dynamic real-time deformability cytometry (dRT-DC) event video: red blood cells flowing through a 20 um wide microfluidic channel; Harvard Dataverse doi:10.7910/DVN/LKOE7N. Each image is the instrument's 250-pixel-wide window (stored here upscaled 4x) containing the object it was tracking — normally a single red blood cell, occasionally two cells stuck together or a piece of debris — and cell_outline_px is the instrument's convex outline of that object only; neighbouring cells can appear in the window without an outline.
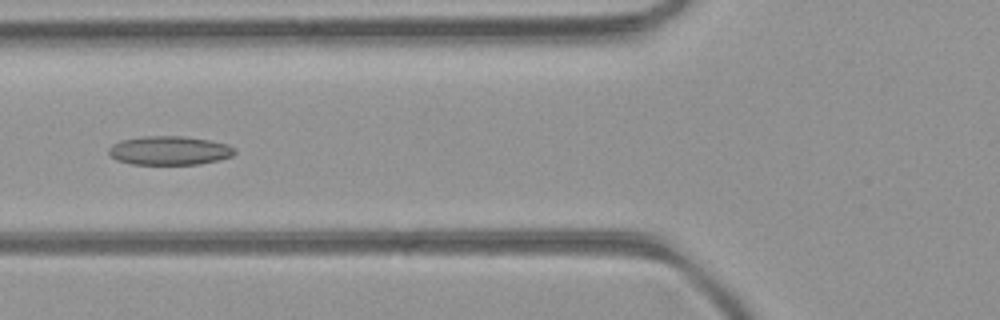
{"species": "common noctule bat (a hibernating species)", "species_latin": "Nyctalus noctula", "temperature_condition": "room temperature", "stored_images_in_passage": 42, "camera_frame_rate_fps": 3000, "um_per_image_px": 0.085, "animal": {"sex": "female", "body_mass_g": 21.9}, "frame": {"image": 1, "passage_image": 12, "time_ms": 3.667, "image_size_px": [1000, 320], "cell_outline_px": [[236, 152], [232, 156], [200, 164], [132, 164], [116, 160], [108, 152], [108, 148], [112, 144], [120, 140], [144, 136], [184, 136], [208, 140], [228, 144], [236, 148]], "centroid_in_image_um": [14.39, 12.79], "position_along_channel_um": 111.4, "area_um2": 21.21}}
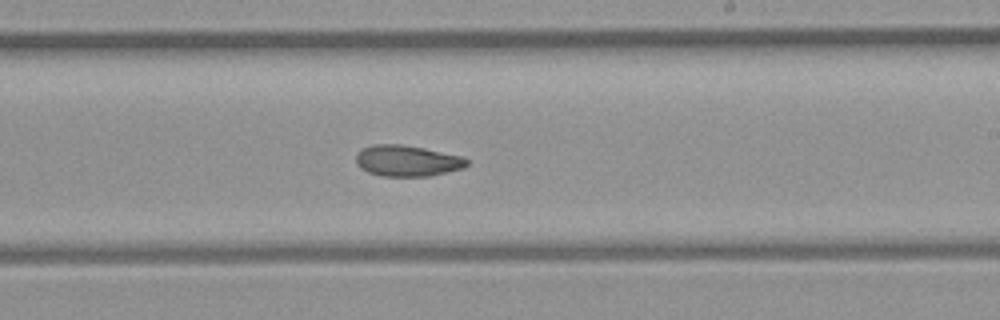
{"frame": {"image": 2, "passage_image": 22, "time_ms": 7.0, "image_size_px": [1000, 320], "cell_outline_px": [[468, 164], [464, 168], [432, 176], [384, 176], [368, 172], [360, 168], [356, 164], [356, 152], [360, 148], [372, 144], [400, 144], [424, 148], [464, 156], [468, 160]], "centroid_in_image_um": [34.6, 13.66], "position_along_channel_um": 254.4, "area_um2": 20.4}}
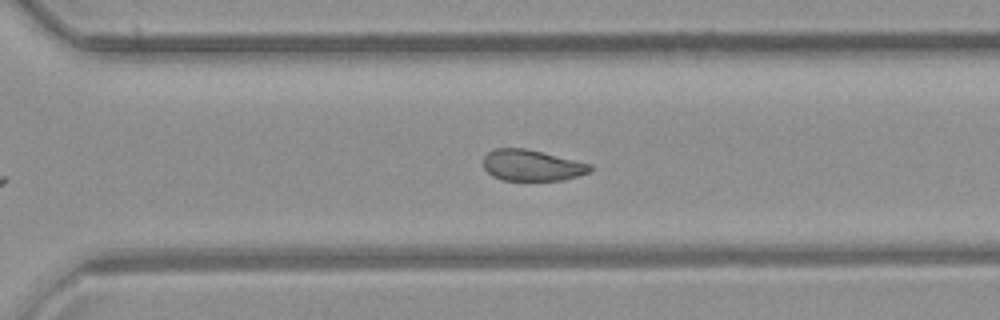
{"frame": {"image": 3, "passage_image": 27, "time_ms": 8.667, "image_size_px": [1000, 320], "cell_outline_px": [[592, 168], [588, 172], [564, 180], [504, 180], [492, 176], [484, 168], [484, 156], [488, 152], [496, 148], [524, 148], [592, 164]], "centroid_in_image_um": [45.19, 14.05], "position_along_channel_um": 325.4, "area_um2": 19.13}, "authors_computed_cell_mechanics": {"area_um2": 20.8658, "velocity_mm_per_s": 4.2816, "shape_relaxation_time_tau1_ms": null, "shape_relaxation_time_tau2_ms": 3.1756, "deformation_change_tau1": null, "deformation_change_tau2": 0.0848}}